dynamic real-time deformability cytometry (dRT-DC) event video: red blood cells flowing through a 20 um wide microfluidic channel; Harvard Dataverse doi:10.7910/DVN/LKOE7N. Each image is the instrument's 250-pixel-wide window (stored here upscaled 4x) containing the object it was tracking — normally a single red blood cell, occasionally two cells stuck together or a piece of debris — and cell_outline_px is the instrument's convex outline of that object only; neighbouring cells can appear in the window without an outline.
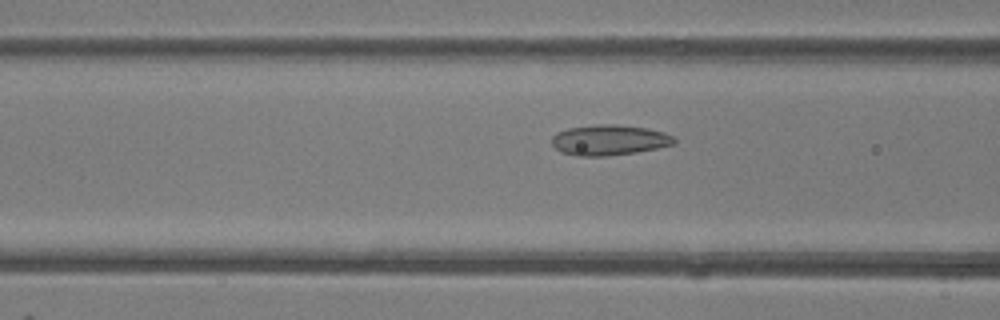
{"species": "common noctule bat (a hibernating species)", "species_latin": "Nyctalus noctula", "temperature_condition": "room temperature", "stored_images_in_passage": 50, "camera_frame_rate_fps": 3000, "um_per_image_px": 0.085, "animal": {"sex": "female"}, "frame": {"image": 1, "passage_image": 20, "time_ms": 6.333, "image_size_px": [1000, 320], "cell_outline_px": [[676, 144], [636, 152], [604, 156], [576, 156], [560, 152], [552, 144], [552, 136], [556, 132], [568, 128], [596, 124], [616, 124], [648, 128], [664, 132], [672, 136], [676, 140]], "centroid_in_image_um": [51.77, 11.9], "position_along_channel_um": 114.8, "area_um2": 21.85}}
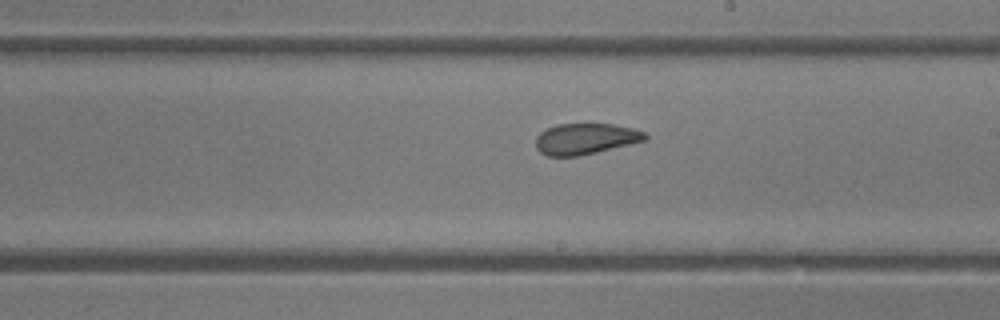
{"frame": {"image": 2, "passage_image": 29, "time_ms": 9.333, "image_size_px": [1000, 320], "cell_outline_px": [[648, 140], [596, 152], [576, 156], [548, 156], [540, 152], [536, 148], [536, 136], [540, 132], [556, 124], [588, 120], [612, 124], [632, 128], [644, 132], [648, 136]], "centroid_in_image_um": [49.76, 11.74], "position_along_channel_um": 239.2, "area_um2": 20.52}}
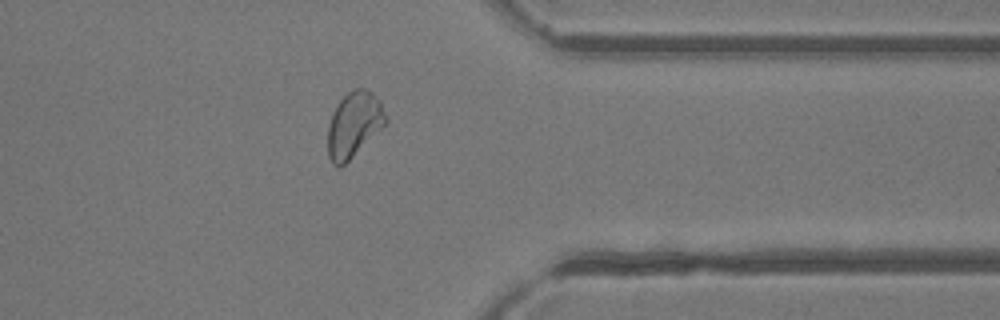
{"frame": {"image": 3, "passage_image": 40, "time_ms": 13.0, "image_size_px": [1000, 320], "cell_outline_px": [[388, 120], [340, 168], [332, 164], [328, 156], [328, 124], [332, 112], [340, 100], [352, 88], [364, 88], [372, 92], [380, 100]], "centroid_in_image_um": [30.05, 10.55], "position_along_channel_um": 381.3, "area_um2": 21.73}, "authors_computed_cell_mechanics": {"area_um2": 22.542, "velocity_mm_per_s": 4.1422, "shape_relaxation_time_tau1_ms": 9.0811, "shape_relaxation_time_tau2_ms": 1.26, "deformation_change_tau1": 0.1904, "deformation_change_tau2": 0.0631}}